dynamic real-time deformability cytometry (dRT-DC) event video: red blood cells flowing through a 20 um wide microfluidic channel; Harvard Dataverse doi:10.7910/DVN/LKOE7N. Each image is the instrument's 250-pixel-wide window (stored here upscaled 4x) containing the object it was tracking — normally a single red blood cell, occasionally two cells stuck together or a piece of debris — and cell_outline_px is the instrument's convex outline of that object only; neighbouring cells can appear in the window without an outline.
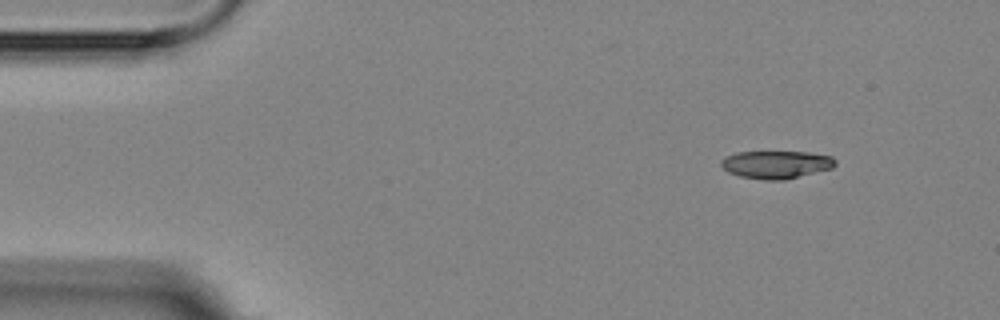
{"species": "Egyptian fruit bat (a non-hibernating species)", "species_latin": "Rousettus aegyptiacus", "temperature_condition": "room temperature", "stored_images_in_passage": 7, "camera_frame_rate_fps": 3000, "um_per_image_px": 0.085, "animal": {"sex": "female"}, "frame": {"image": 1, "passage_image": 2, "time_ms": 1.333, "image_size_px": [1000, 320], "cell_outline_px": [[836, 164], [832, 168], [784, 180], [764, 180], [740, 176], [728, 172], [720, 164], [720, 160], [724, 156], [736, 152], [808, 152], [832, 156], [836, 160]], "centroid_in_image_um": [65.96, 13.98], "position_along_channel_um": 19.0, "area_um2": 18.55}}
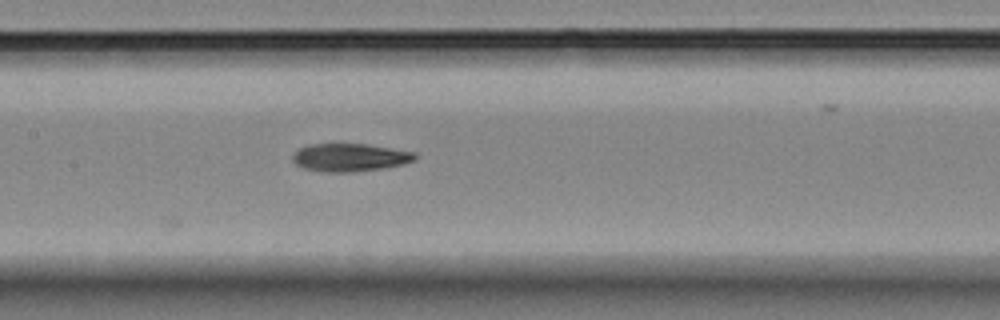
{"frame": {"image": 2, "passage_image": 7, "time_ms": 8.0, "image_size_px": [1000, 320], "cell_outline_px": [[416, 160], [404, 164], [384, 168], [352, 172], [324, 172], [304, 168], [296, 164], [292, 160], [292, 156], [300, 148], [308, 144], [332, 140], [368, 144], [416, 152]], "centroid_in_image_um": [29.72, 13.33], "position_along_channel_um": 177.7, "area_um2": 20.87}}